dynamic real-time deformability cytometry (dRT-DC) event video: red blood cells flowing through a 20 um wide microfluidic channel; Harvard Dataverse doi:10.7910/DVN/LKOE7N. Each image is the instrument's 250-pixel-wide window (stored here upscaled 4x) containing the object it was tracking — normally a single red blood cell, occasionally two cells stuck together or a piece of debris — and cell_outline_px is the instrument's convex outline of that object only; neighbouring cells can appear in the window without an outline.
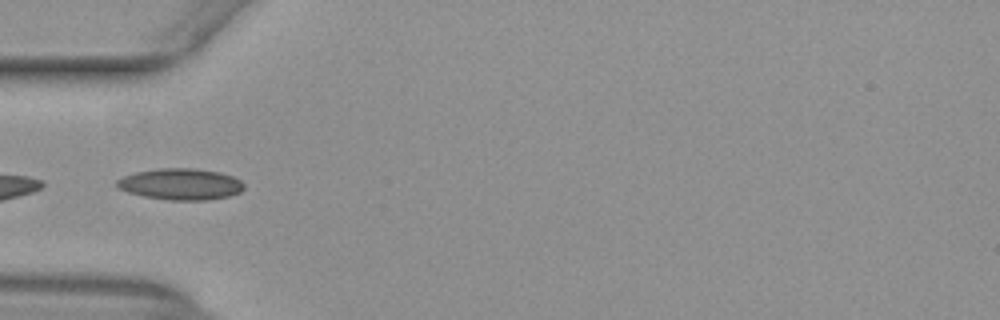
{"species": "common noctule bat (a hibernating species)", "species_latin": "Nyctalus noctula", "temperature_condition": "warm", "stored_images_in_passage": 36, "camera_frame_rate_fps": 3000, "um_per_image_px": 0.085, "animal": {"sex": "female", "body_mass_g": 29.2, "forearm_length_mm": 56.3}, "frame": {"image": 1, "passage_image": 1, "time_ms": 0.0, "image_size_px": [1000, 320], "cell_outline_px": [[244, 188], [240, 192], [228, 196], [208, 200], [168, 200], [144, 196], [128, 192], [116, 188], [116, 180], [124, 176], [136, 172], [160, 168], [196, 168], [220, 172], [232, 176], [240, 180], [244, 184]], "centroid_in_image_um": [15.35, 15.65], "position_along_channel_um": 69.6, "area_um2": 23.29}}
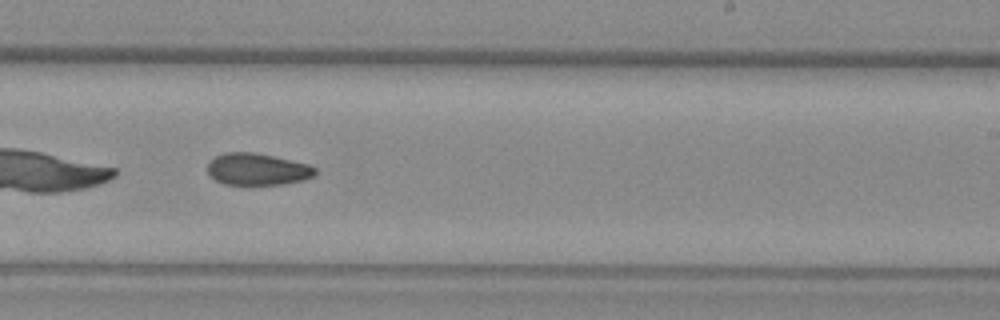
{"frame": {"image": 2, "passage_image": 16, "time_ms": 5.0, "image_size_px": [1000, 320], "cell_outline_px": [[316, 172], [312, 176], [300, 180], [284, 184], [224, 184], [208, 176], [208, 164], [216, 156], [224, 152], [252, 152], [272, 156], [308, 164], [316, 168]], "centroid_in_image_um": [21.83, 14.38], "position_along_channel_um": 267.2, "area_um2": 19.71}}
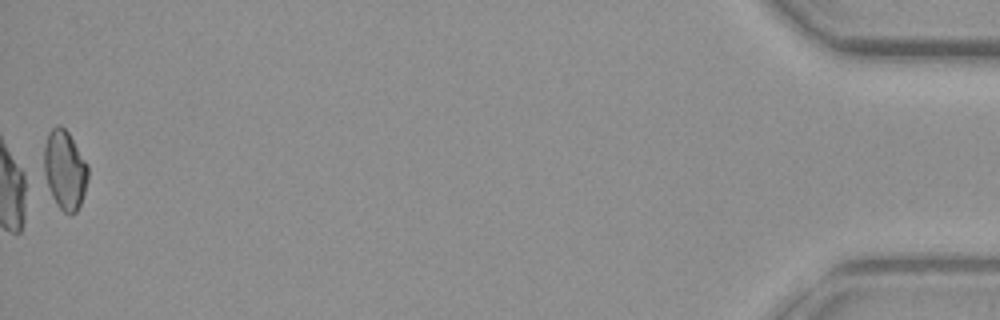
{"frame": {"image": 3, "passage_image": 36, "time_ms": 11.667, "image_size_px": [1000, 320], "cell_outline_px": [[88, 180], [80, 204], [76, 212], [72, 216], [64, 212], [56, 204], [40, 172], [44, 148], [48, 132], [56, 124], [60, 124], [68, 132], [88, 164]], "centroid_in_image_um": [5.46, 14.44], "position_along_channel_um": 429.7, "area_um2": 20.98}, "authors_computed_cell_mechanics": {"area_um2": 20.4612, "velocity_mm_per_s": 3.9494, "shape_relaxation_time_tau1_ms": 8.1256, "shape_relaxation_time_tau2_ms": null, "deformation_change_tau1": 0.1514, "deformation_change_tau2": null}}